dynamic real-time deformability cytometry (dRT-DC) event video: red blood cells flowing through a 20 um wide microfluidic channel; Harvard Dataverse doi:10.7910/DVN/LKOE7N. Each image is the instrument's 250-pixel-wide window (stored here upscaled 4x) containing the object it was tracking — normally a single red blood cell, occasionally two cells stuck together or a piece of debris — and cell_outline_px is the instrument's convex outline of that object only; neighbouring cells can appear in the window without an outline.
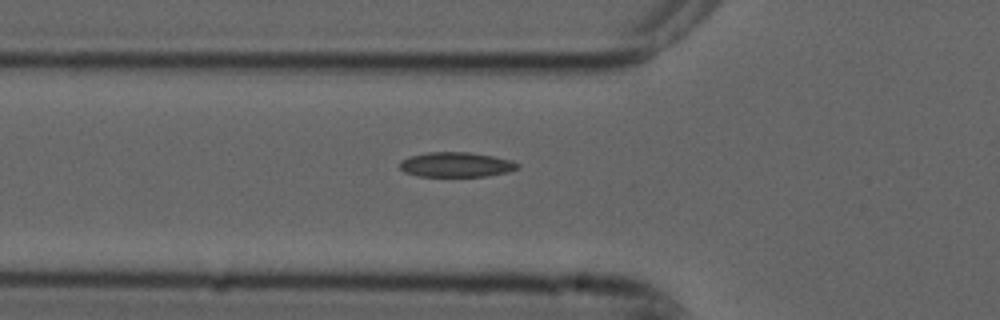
{"species": "common noctule bat (a hibernating species)", "species_latin": "Nyctalus noctula", "temperature_condition": "cold", "stored_images_in_passage": 5, "camera_frame_rate_fps": 3000, "um_per_image_px": 0.085, "animal": {"sex": "male", "forearm_length_mm": 52.5}, "frame": {"image": 1, "passage_image": 5, "time_ms": 1.333, "image_size_px": [1000, 320], "cell_outline_px": [[520, 168], [508, 172], [484, 176], [416, 176], [404, 172], [400, 168], [400, 160], [408, 156], [428, 152], [468, 152], [492, 156], [512, 160], [520, 164]], "centroid_in_image_um": [38.76, 13.99], "position_along_channel_um": 87.0, "area_um2": 17.17}}